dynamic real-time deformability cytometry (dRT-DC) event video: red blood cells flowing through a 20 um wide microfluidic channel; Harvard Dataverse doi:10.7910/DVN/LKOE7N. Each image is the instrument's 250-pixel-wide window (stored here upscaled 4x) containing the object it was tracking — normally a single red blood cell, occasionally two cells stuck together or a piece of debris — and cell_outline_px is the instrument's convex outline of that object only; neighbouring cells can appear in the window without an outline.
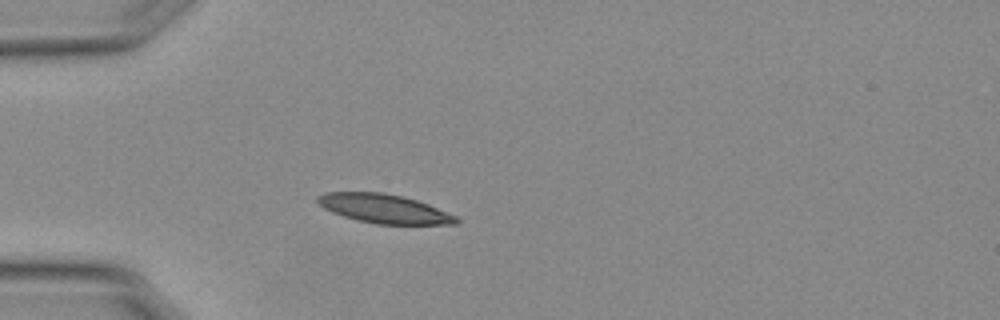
{"species": "Egyptian fruit bat (a non-hibernating species)", "species_latin": "Rousettus aegyptiacus", "temperature_condition": "warm", "stored_images_in_passage": 40, "camera_frame_rate_fps": 3000, "um_per_image_px": 0.085, "animal": {"sex": "female"}, "frame": {"image": 1, "passage_image": 1, "time_ms": 0.0, "image_size_px": [1000, 320], "cell_outline_px": [[460, 220], [456, 224], [376, 224], [356, 220], [332, 212], [324, 208], [316, 200], [316, 196], [324, 192], [380, 192], [400, 196], [416, 200], [428, 204], [456, 216]], "centroid_in_image_um": [32.62, 17.74], "position_along_channel_um": 52.4, "area_um2": 23.24}}
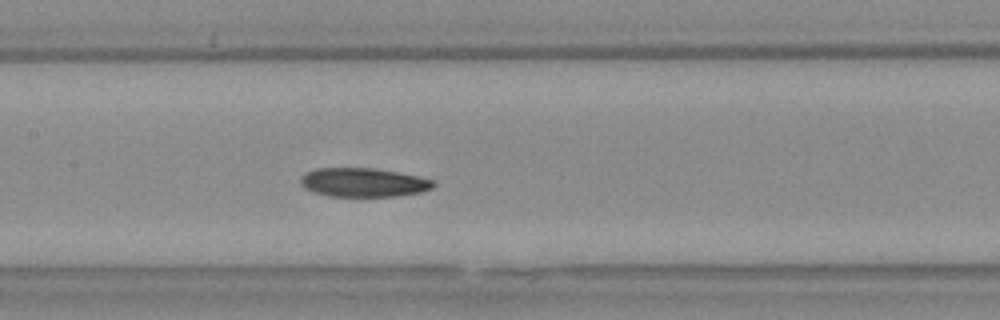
{"frame": {"image": 2, "passage_image": 12, "time_ms": 3.667, "image_size_px": [1000, 320], "cell_outline_px": [[436, 184], [432, 188], [420, 192], [396, 196], [328, 196], [312, 192], [304, 188], [300, 184], [300, 176], [316, 168], [372, 168], [400, 172], [420, 176], [436, 180]], "centroid_in_image_um": [30.9, 15.5], "position_along_channel_um": 176.5, "area_um2": 22.6}}
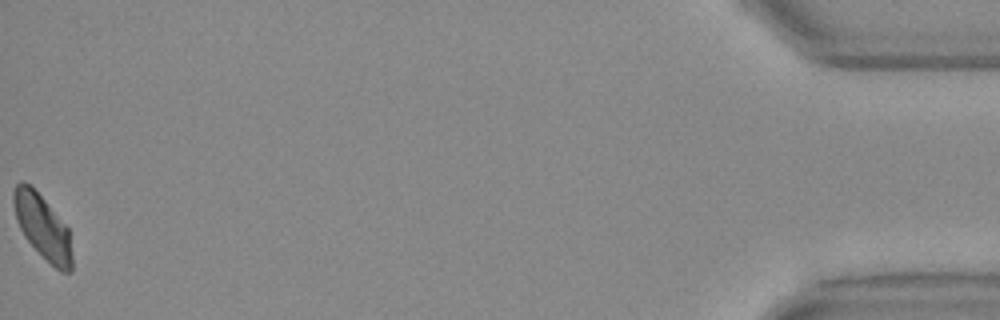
{"frame": {"image": 3, "passage_image": 40, "time_ms": 13.0, "image_size_px": [1000, 320], "cell_outline_px": [[72, 272], [60, 272], [24, 236], [16, 220], [12, 200], [12, 192], [16, 184], [24, 180], [44, 200], [68, 228], [72, 256]], "centroid_in_image_um": [3.6, 19.28], "position_along_channel_um": 431.6, "area_um2": 21.39}, "authors_computed_cell_mechanics": {"area_um2": 23.0622, "velocity_mm_per_s": 3.7504, "shape_relaxation_time_tau1_ms": 7.9223, "shape_relaxation_time_tau2_ms": null, "deformation_change_tau1": 0.1744, "deformation_change_tau2": null}}